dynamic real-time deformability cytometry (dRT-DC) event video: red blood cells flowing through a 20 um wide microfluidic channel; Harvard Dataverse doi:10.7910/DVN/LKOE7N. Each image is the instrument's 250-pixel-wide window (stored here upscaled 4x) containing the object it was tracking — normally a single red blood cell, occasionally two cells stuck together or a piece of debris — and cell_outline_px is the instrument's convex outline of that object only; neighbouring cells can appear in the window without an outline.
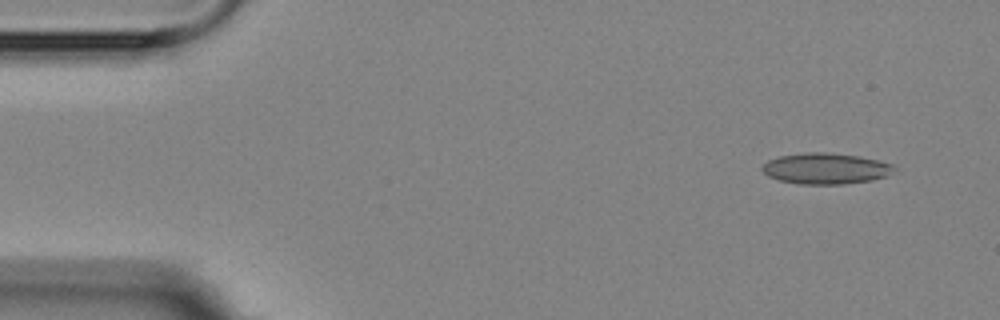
{"species": "Egyptian fruit bat (a non-hibernating species)", "species_latin": "Rousettus aegyptiacus", "temperature_condition": "room temperature", "stored_images_in_passage": 4, "camera_frame_rate_fps": 3000, "um_per_image_px": 0.085, "animal": {"sex": "female"}, "frame": {"image": 1, "passage_image": 1, "time_ms": 0.0, "image_size_px": [1000, 320], "cell_outline_px": [[896, 168], [884, 176], [872, 180], [844, 184], [800, 184], [780, 180], [768, 176], [760, 168], [768, 160], [780, 156], [808, 152], [824, 152], [860, 156], [880, 160], [892, 164]], "centroid_in_image_um": [70.18, 14.32], "position_along_channel_um": 14.8, "area_um2": 23.7}}
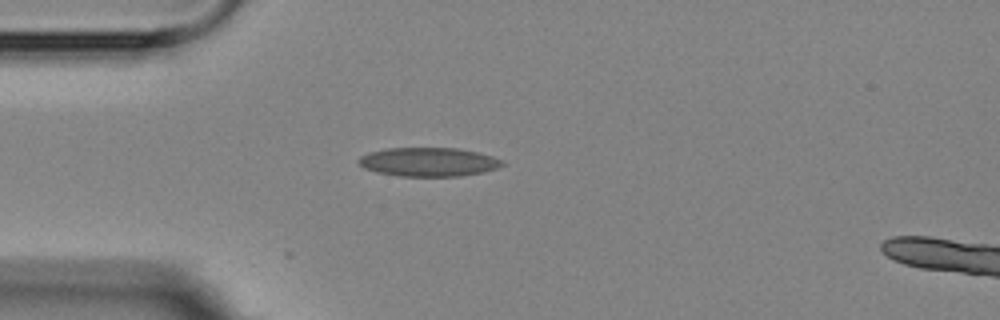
{"frame": {"image": 2, "passage_image": 3, "time_ms": 3.333, "image_size_px": [1000, 320], "cell_outline_px": [[504, 164], [496, 168], [480, 172], [460, 176], [400, 176], [376, 172], [364, 168], [356, 160], [360, 156], [368, 152], [384, 148], [456, 148], [480, 152], [492, 156], [500, 160]], "centroid_in_image_um": [36.37, 13.75], "position_along_channel_um": 48.6, "area_um2": 24.1}}